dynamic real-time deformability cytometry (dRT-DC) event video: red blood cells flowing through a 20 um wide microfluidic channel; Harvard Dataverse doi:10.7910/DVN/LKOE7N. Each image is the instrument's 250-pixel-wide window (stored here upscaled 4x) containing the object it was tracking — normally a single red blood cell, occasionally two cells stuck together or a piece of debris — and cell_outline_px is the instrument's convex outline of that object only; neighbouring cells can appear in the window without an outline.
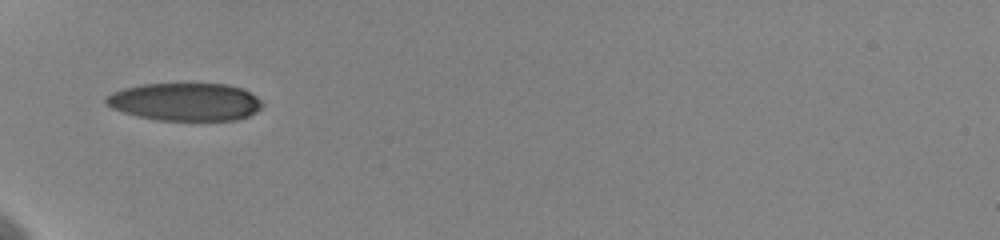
{"species": "human", "species_latin": "Homo sapiens", "temperature_condition": "cold", "stored_images_in_passage": 5, "camera_frame_rate_fps": 3000, "um_per_image_px": 0.085, "donor": {"sex": "female"}, "frame": {"image": 1, "passage_image": 1, "time_ms": 0.0, "image_size_px": [1000, 240], "cell_outline_px": [[264, 104], [256, 112], [248, 116], [236, 120], [160, 120], [140, 116], [124, 112], [112, 108], [104, 100], [112, 92], [124, 88], [144, 84], [228, 84], [240, 88], [256, 96]], "centroid_in_image_um": [15.77, 8.65], "position_along_channel_um": 69.2, "area_um2": 34.1}}